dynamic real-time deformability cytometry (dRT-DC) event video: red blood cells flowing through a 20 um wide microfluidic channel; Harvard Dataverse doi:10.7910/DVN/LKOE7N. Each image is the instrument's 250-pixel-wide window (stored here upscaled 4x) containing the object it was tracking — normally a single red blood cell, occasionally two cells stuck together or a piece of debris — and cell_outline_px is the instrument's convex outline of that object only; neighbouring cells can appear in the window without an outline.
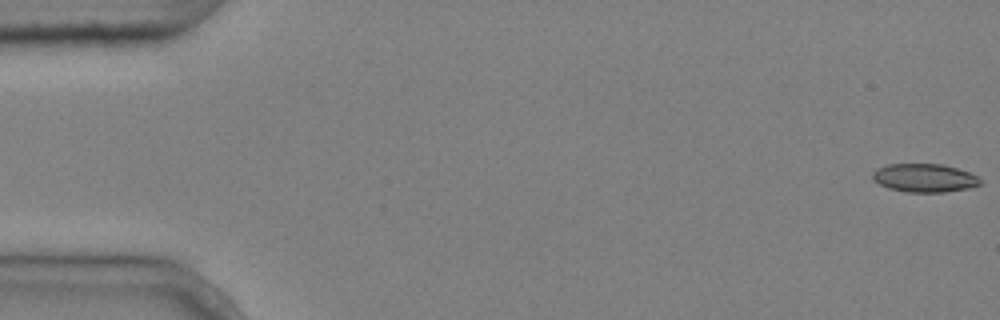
{"species": "common noctule bat (a hibernating species)", "species_latin": "Nyctalus noctula", "temperature_condition": "cold", "stored_images_in_passage": 5, "camera_frame_rate_fps": 3000, "um_per_image_px": 0.085, "animal": {"sex": "male", "body_mass_g": 20.4}, "frame": {"image": 1, "passage_image": 1, "time_ms": 0.0, "image_size_px": [1000, 320], "cell_outline_px": [[980, 184], [968, 188], [944, 192], [908, 192], [888, 188], [872, 180], [872, 172], [876, 168], [888, 164], [940, 164], [956, 168], [968, 172], [976, 176], [980, 180]], "centroid_in_image_um": [78.52, 15.12], "position_along_channel_um": 6.5, "area_um2": 17.69}}
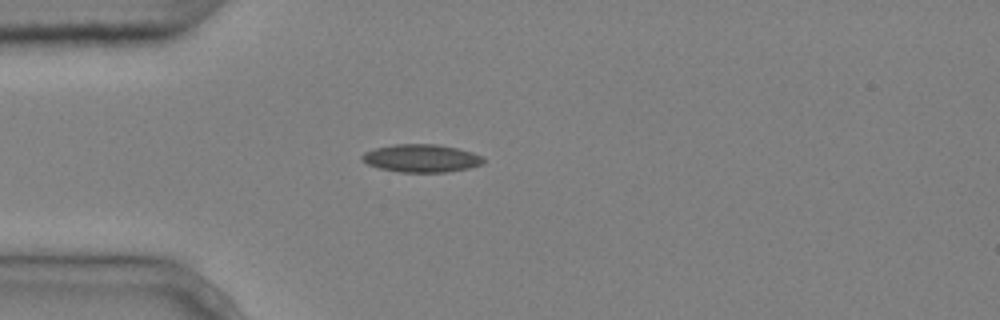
{"frame": {"image": 2, "passage_image": 5, "time_ms": 1.333, "image_size_px": [1000, 320], "cell_outline_px": [[484, 164], [468, 168], [444, 172], [400, 172], [380, 168], [368, 164], [360, 160], [360, 156], [364, 152], [376, 148], [396, 144], [436, 144], [456, 148], [472, 152], [484, 156]], "centroid_in_image_um": [35.82, 13.45], "position_along_channel_um": 49.2, "area_um2": 19.71}}